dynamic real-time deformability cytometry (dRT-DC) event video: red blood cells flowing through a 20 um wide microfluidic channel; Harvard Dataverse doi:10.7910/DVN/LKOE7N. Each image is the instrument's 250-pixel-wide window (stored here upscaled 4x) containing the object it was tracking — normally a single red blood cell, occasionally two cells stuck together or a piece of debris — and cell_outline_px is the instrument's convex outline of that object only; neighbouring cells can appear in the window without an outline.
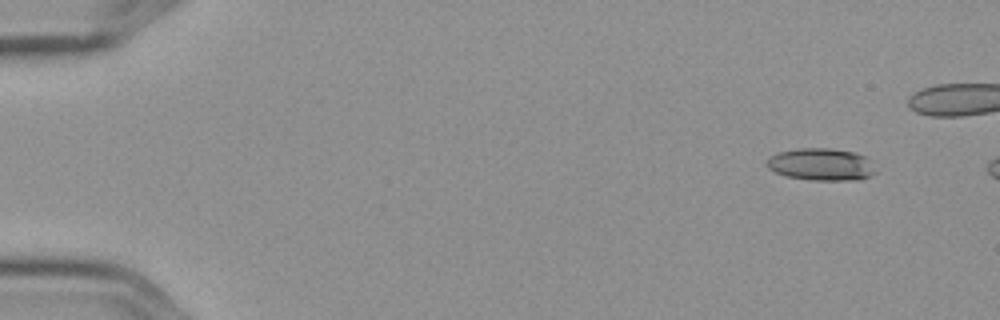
{"species": "Egyptian fruit bat (a non-hibernating species)", "species_latin": "Rousettus aegyptiacus", "temperature_condition": "cold", "stored_images_in_passage": 3, "camera_frame_rate_fps": 3000, "um_per_image_px": 0.085, "frame": {"image": 1, "passage_image": 1, "time_ms": 0.0, "image_size_px": [1000, 320], "cell_outline_px": [[876, 172], [872, 176], [860, 180], [812, 180], [788, 176], [776, 172], [768, 168], [764, 164], [776, 152], [796, 148], [828, 148], [852, 152], [868, 156]], "centroid_in_image_um": [69.83, 13.97], "position_along_channel_um": 15.2, "area_um2": 20.58}}